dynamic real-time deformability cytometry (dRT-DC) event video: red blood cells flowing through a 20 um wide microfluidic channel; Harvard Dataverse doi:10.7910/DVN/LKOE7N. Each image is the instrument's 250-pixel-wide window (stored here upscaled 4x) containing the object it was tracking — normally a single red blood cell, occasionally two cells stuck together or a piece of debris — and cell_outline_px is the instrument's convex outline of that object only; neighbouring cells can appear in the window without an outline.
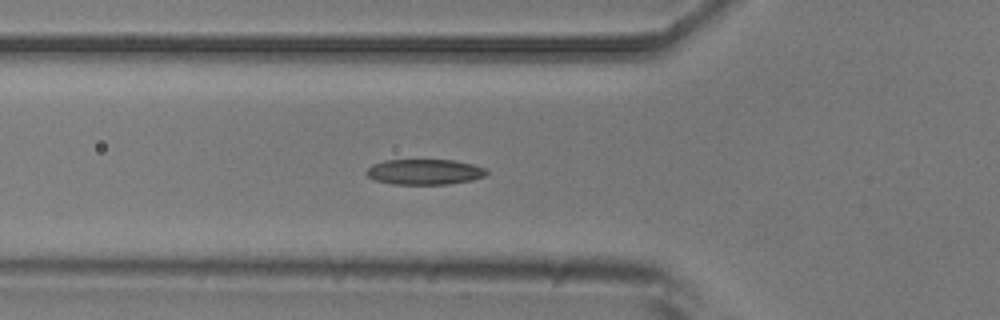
{"species": "common noctule bat (a hibernating species)", "species_latin": "Nyctalus noctula", "temperature_condition": "room temperature", "stored_images_in_passage": 5, "camera_frame_rate_fps": 3000, "um_per_image_px": 0.085, "animal": {"sex": "male", "body_mass_g": 20.5, "forearm_length_mm": 52.5}, "frame": {"image": 1, "passage_image": 5, "time_ms": 5.333, "image_size_px": [1000, 320], "cell_outline_px": [[488, 172], [484, 176], [472, 180], [448, 184], [392, 184], [376, 180], [368, 176], [364, 172], [372, 164], [384, 160], [452, 160], [472, 164], [488, 168]], "centroid_in_image_um": [36.09, 14.6], "position_along_channel_um": 89.7, "area_um2": 17.86}}